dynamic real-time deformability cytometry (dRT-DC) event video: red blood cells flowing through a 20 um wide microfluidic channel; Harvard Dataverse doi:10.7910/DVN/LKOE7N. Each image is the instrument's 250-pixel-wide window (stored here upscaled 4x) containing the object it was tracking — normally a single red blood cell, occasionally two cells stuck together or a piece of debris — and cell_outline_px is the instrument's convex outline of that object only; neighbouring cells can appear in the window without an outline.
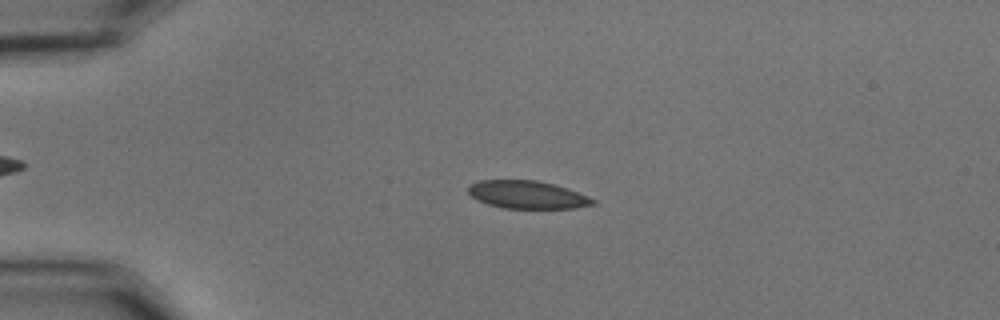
{"species": "common noctule bat (a hibernating species)", "species_latin": "Nyctalus noctula", "temperature_condition": "cold", "stored_images_in_passage": 55, "camera_frame_rate_fps": 3000, "um_per_image_px": 0.085, "animal": {"sex": "male", "body_mass_g": 15.6}, "frame": {"image": 1, "passage_image": 13, "time_ms": 4.0, "image_size_px": [1000, 320], "cell_outline_px": [[596, 204], [572, 208], [504, 208], [488, 204], [476, 200], [468, 192], [468, 184], [480, 180], [536, 180], [552, 184], [588, 196], [596, 200]], "centroid_in_image_um": [44.77, 16.55], "position_along_channel_um": 40.2, "area_um2": 20.06}}
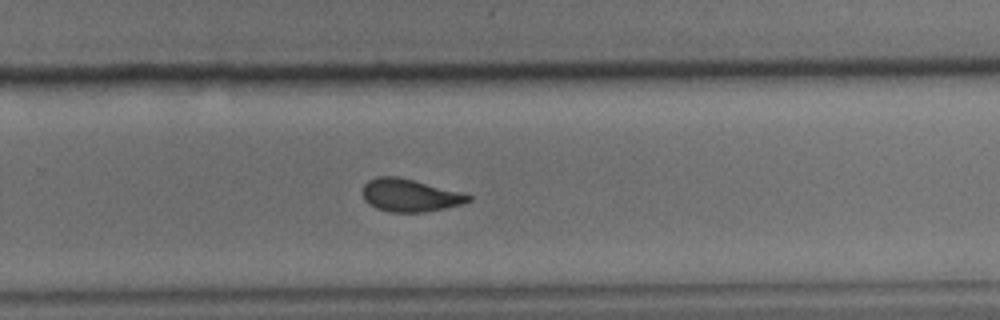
{"frame": {"image": 2, "passage_image": 37, "time_ms": 12.0, "image_size_px": [1000, 320], "cell_outline_px": [[472, 200], [464, 204], [424, 212], [388, 212], [376, 208], [364, 200], [360, 192], [364, 184], [368, 180], [376, 176], [396, 176], [412, 180], [472, 196]], "centroid_in_image_um": [34.76, 16.61], "position_along_channel_um": 295.0, "area_um2": 20.0}}
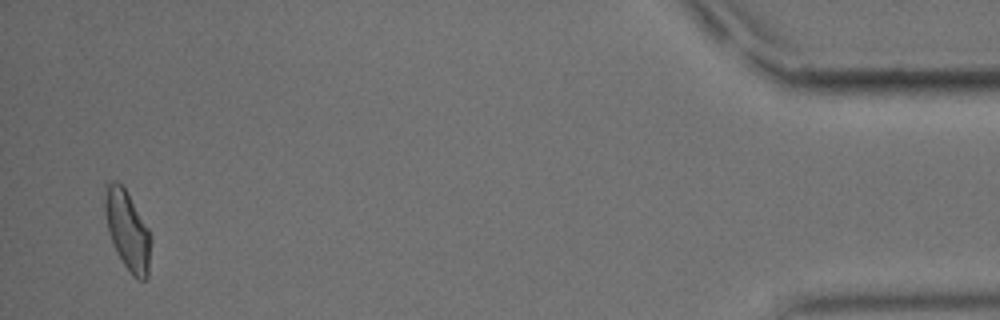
{"frame": {"image": 3, "passage_image": 54, "time_ms": 17.667, "image_size_px": [1000, 320], "cell_outline_px": [[152, 236], [148, 276], [144, 280], [140, 280], [132, 276], [116, 252], [112, 244], [108, 232], [104, 212], [104, 184], [112, 180], [116, 180], [124, 188], [148, 228]], "centroid_in_image_um": [10.82, 19.58], "position_along_channel_um": 424.4, "area_um2": 21.44}, "authors_computed_cell_mechanics": {"area_um2": 20.7502, "velocity_mm_per_s": 3.6071, "shape_relaxation_time_tau1_ms": 8.5865, "shape_relaxation_time_tau2_ms": 2.1674, "deformation_change_tau1": 0.1757, "deformation_change_tau2": 0.0642}}